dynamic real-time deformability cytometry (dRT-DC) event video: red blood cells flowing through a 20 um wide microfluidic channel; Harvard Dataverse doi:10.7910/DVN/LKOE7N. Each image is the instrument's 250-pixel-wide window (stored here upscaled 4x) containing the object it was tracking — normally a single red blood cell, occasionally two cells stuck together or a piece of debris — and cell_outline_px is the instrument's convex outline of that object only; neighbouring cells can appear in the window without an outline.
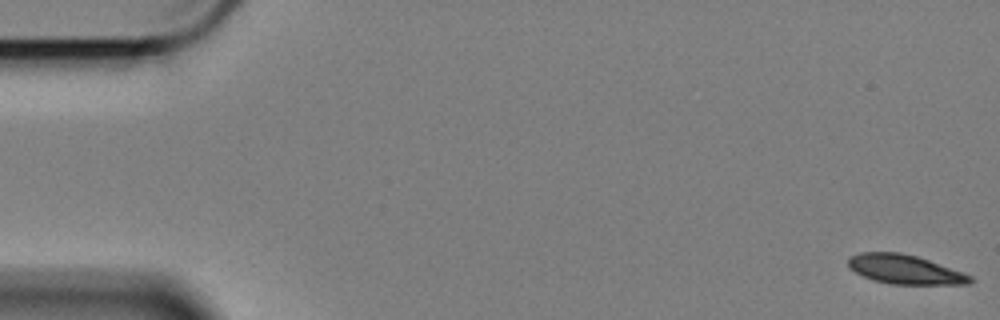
{"species": "Egyptian fruit bat (a non-hibernating species)", "species_latin": "Rousettus aegyptiacus", "temperature_condition": "cold", "stored_images_in_passage": 59, "camera_frame_rate_fps": 3000, "um_per_image_px": 0.085, "animal": {"sex": "female"}, "frame": {"image": 1, "passage_image": 1, "time_ms": 0.0, "image_size_px": [1000, 320], "cell_outline_px": [[976, 280], [968, 284], [892, 284], [872, 280], [848, 268], [848, 256], [860, 252], [900, 252], [916, 256], [964, 272], [972, 276]], "centroid_in_image_um": [76.91, 22.9], "position_along_channel_um": 8.1, "area_um2": 20.87}}
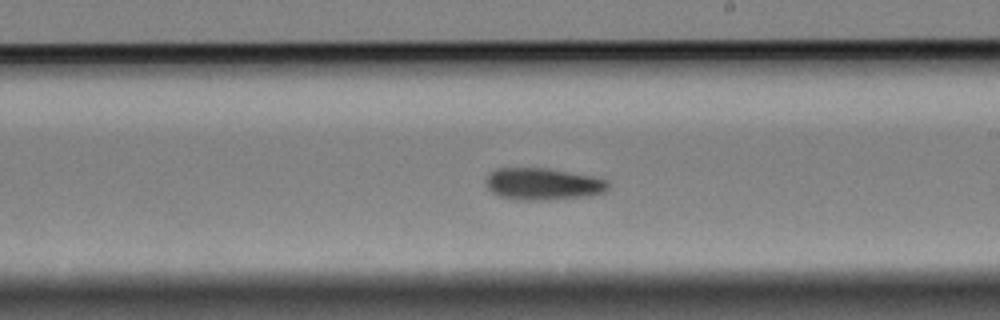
{"frame": {"image": 2, "passage_image": 34, "time_ms": 11.0, "image_size_px": [1000, 320], "cell_outline_px": [[608, 192], [592, 196], [544, 200], [512, 200], [500, 196], [492, 192], [484, 184], [488, 176], [496, 168], [548, 168], [592, 176], [608, 180]], "centroid_in_image_um": [46.18, 15.65], "position_along_channel_um": 242.8, "area_um2": 23.06}}
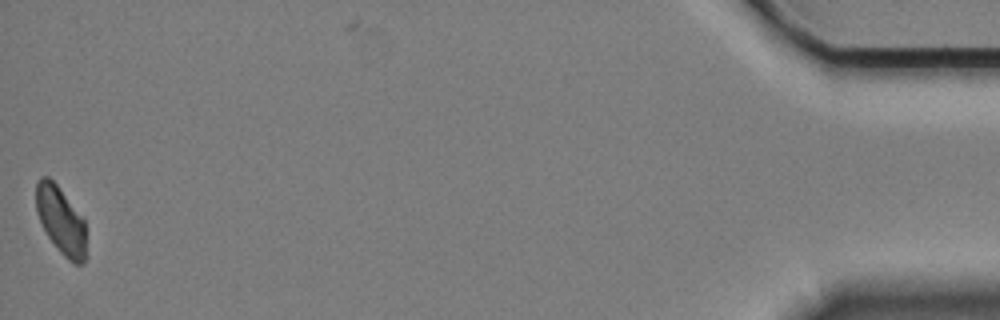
{"frame": {"image": 3, "passage_image": 59, "time_ms": 19.333, "image_size_px": [1000, 320], "cell_outline_px": [[88, 256], [84, 264], [72, 264], [60, 252], [48, 236], [40, 220], [36, 208], [36, 184], [40, 176], [48, 176], [56, 184], [84, 220]], "centroid_in_image_um": [5.21, 18.8], "position_along_channel_um": 430.0, "area_um2": 19.77}}